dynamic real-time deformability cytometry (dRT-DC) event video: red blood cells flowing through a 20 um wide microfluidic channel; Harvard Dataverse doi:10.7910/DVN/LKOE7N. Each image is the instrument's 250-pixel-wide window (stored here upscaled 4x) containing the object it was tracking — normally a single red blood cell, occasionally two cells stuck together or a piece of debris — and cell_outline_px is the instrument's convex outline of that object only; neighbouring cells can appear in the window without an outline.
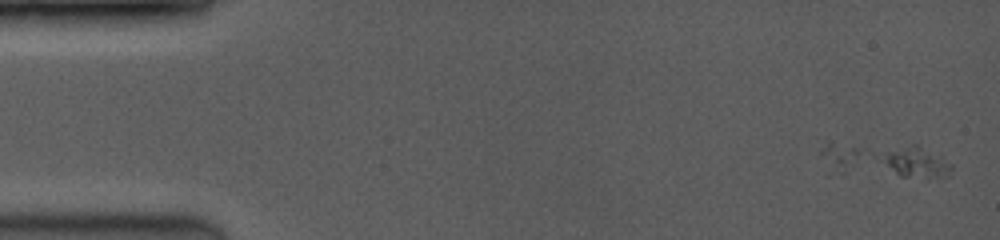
{"species": "common noctule bat (a hibernating species)", "species_latin": "Nyctalus noctula", "temperature_condition": "room temperature", "stored_images_in_passage": 3, "camera_frame_rate_fps": 3500, "um_per_image_px": 0.085, "animal": {"sex": "female", "body_mass_g": 19.0, "forearm_length_mm": 53.3}, "frame": {"image": 1, "passage_image": 3, "time_ms": 1.143, "image_size_px": [1000, 240], "cell_outline_px": [[952, 168], [948, 176], [924, 180], [900, 176], [888, 164], [888, 152], [912, 144], [920, 144], [940, 156], [952, 164]], "centroid_in_image_um": [78.07, 13.85], "position_along_channel_um": 6.9, "area_um2": 11.91}}